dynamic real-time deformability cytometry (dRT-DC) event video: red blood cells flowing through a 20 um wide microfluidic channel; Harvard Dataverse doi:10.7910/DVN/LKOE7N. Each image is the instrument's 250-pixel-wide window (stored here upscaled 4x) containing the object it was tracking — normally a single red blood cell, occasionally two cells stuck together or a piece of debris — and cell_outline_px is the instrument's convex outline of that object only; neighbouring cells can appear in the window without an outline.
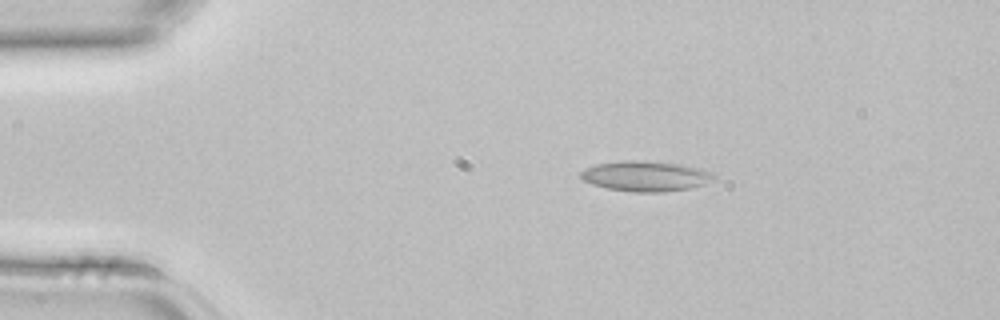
{"species": "common noctule bat (a hibernating species)", "species_latin": "Nyctalus noctula", "temperature_condition": "room temperature", "stored_images_in_passage": 3, "camera_frame_rate_fps": 3000, "um_per_image_px": 0.085, "animal": {"sex": "female", "body_mass_g": 22.7, "forearm_length_mm": 54.2}, "frame": {"image": 1, "passage_image": 3, "time_ms": 0.667, "image_size_px": [1000, 320], "cell_outline_px": [[716, 176], [712, 180], [704, 184], [688, 188], [664, 192], [632, 192], [608, 188], [592, 184], [584, 180], [580, 176], [580, 172], [596, 164], [624, 160], [644, 160], [684, 164], [700, 168], [712, 172]], "centroid_in_image_um": [54.91, 14.96], "position_along_channel_um": 30.1, "area_um2": 23.52}}